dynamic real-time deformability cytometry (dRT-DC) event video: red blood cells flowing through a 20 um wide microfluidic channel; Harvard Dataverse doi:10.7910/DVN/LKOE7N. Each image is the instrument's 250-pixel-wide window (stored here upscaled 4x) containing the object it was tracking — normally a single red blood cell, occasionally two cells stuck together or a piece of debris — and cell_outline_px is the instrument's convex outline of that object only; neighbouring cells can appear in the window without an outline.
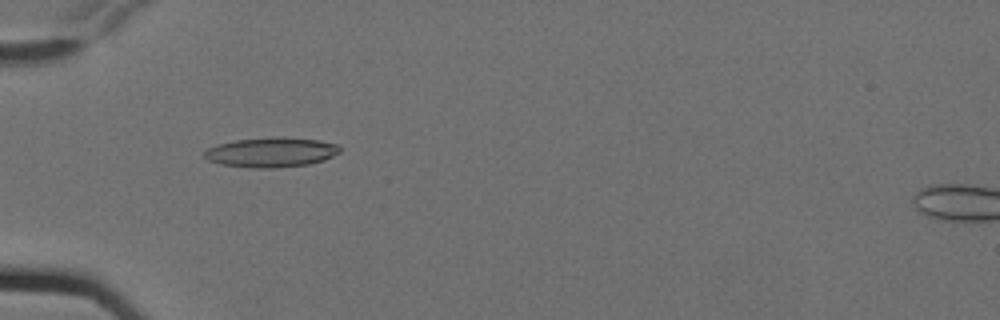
{"species": "Egyptian fruit bat (a non-hibernating species)", "species_latin": "Rousettus aegyptiacus", "temperature_condition": "cold", "stored_images_in_passage": 7, "camera_frame_rate_fps": 3000, "um_per_image_px": 0.085, "animal": {"sex": "female"}, "frame": {"image": 1, "passage_image": 6, "time_ms": 1.667, "image_size_px": [1000, 320], "cell_outline_px": [[340, 152], [324, 160], [308, 164], [272, 168], [248, 168], [220, 164], [208, 160], [204, 156], [204, 152], [208, 148], [220, 144], [236, 140], [276, 136], [284, 136], [316, 140], [340, 144]], "centroid_in_image_um": [23.07, 12.94], "position_along_channel_um": 61.9, "area_um2": 23.58}}